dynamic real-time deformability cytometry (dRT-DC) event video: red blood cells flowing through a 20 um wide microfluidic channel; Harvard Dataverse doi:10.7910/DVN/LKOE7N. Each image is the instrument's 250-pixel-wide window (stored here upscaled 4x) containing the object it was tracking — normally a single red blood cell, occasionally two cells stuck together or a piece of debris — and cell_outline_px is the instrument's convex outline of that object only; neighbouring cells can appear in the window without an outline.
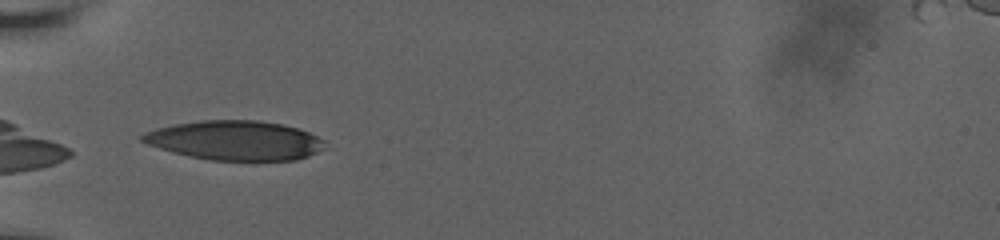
{"species": "human", "species_latin": "Homo sapiens", "temperature_condition": "room temperature", "stored_images_in_passage": 21, "camera_frame_rate_fps": 3000, "um_per_image_px": 0.085, "donor": {"sex": "male"}, "frame": {"image": 1, "passage_image": 1, "time_ms": 0.0, "image_size_px": [1000, 240], "cell_outline_px": [[328, 148], [308, 156], [296, 160], [212, 160], [188, 156], [172, 152], [148, 144], [140, 140], [140, 136], [156, 128], [176, 124], [200, 120], [260, 120], [284, 124], [308, 132], [324, 140]], "centroid_in_image_um": [20.03, 11.93], "position_along_channel_um": 65.0, "area_um2": 41.96}}
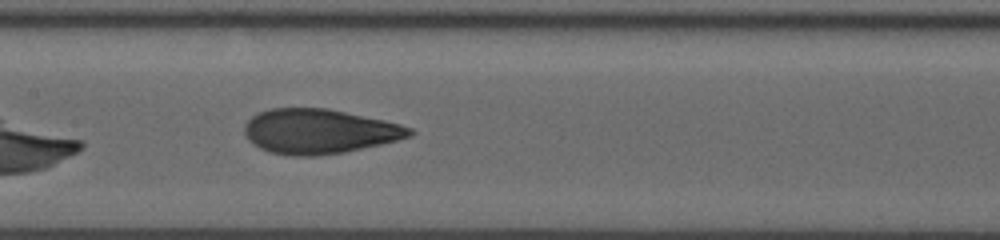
{"frame": {"image": 2, "passage_image": 11, "time_ms": 3.333, "image_size_px": [1000, 240], "cell_outline_px": [[416, 132], [412, 136], [380, 144], [344, 152], [316, 156], [292, 156], [268, 152], [252, 144], [248, 140], [244, 132], [244, 124], [252, 116], [268, 108], [328, 108], [384, 120], [400, 124], [412, 128]], "centroid_in_image_um": [27.11, 11.16], "position_along_channel_um": 180.3, "area_um2": 43.18}}
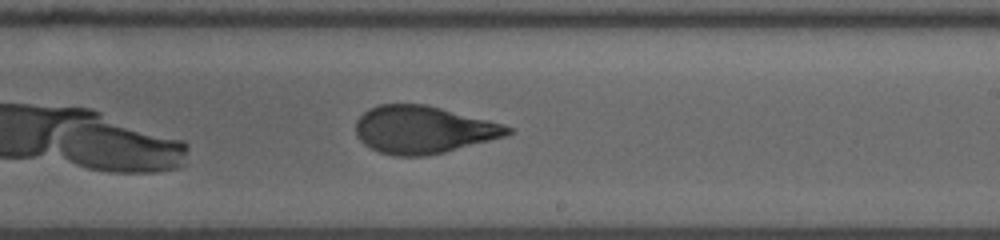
{"frame": {"image": 3, "passage_image": 17, "time_ms": 5.333, "image_size_px": [1000, 240], "cell_outline_px": [[512, 132], [504, 136], [444, 152], [428, 156], [396, 156], [380, 152], [364, 144], [356, 136], [356, 120], [368, 108], [380, 104], [424, 104], [504, 124], [512, 128]], "centroid_in_image_um": [35.93, 11.02], "position_along_channel_um": 253.1, "area_um2": 41.73}}